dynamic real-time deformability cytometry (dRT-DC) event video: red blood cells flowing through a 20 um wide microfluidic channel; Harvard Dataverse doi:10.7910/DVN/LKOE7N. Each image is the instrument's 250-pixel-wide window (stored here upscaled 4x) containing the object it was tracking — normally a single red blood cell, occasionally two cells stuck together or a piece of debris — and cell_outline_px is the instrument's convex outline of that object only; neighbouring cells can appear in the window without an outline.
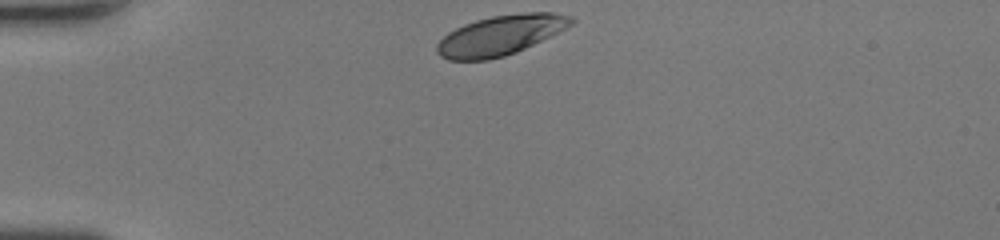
{"species": "human", "species_latin": "Homo sapiens", "temperature_condition": "room temperature", "stored_images_in_passage": 28, "camera_frame_rate_fps": 3000, "um_per_image_px": 0.085, "donor": {"sex": "female"}, "frame": {"image": 1, "passage_image": 1, "time_ms": 0.0, "image_size_px": [1000, 240], "cell_outline_px": [[576, 20], [572, 24], [516, 52], [504, 56], [488, 60], [448, 60], [440, 56], [436, 52], [436, 44], [448, 32], [464, 24], [476, 20], [492, 16], [524, 12], [552, 12], [572, 16]], "centroid_in_image_um": [42.49, 2.99], "position_along_channel_um": 42.5, "area_um2": 30.92}}
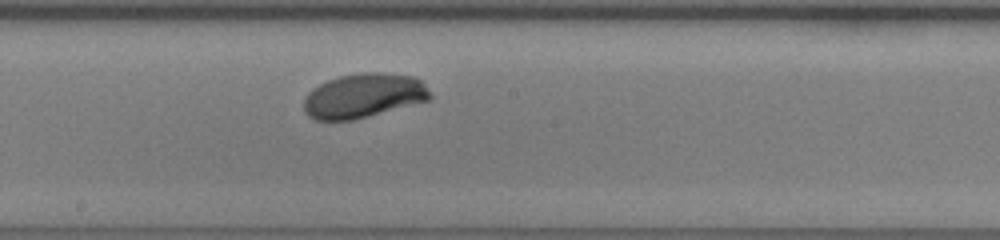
{"frame": {"image": 2, "passage_image": 16, "time_ms": 5.0, "image_size_px": [1000, 240], "cell_outline_px": [[432, 96], [428, 100], [352, 120], [316, 120], [308, 116], [304, 112], [304, 100], [308, 92], [312, 88], [328, 80], [340, 76], [360, 72], [384, 72], [412, 76], [420, 80]], "centroid_in_image_um": [30.86, 8.12], "position_along_channel_um": 217.3, "area_um2": 32.43}}
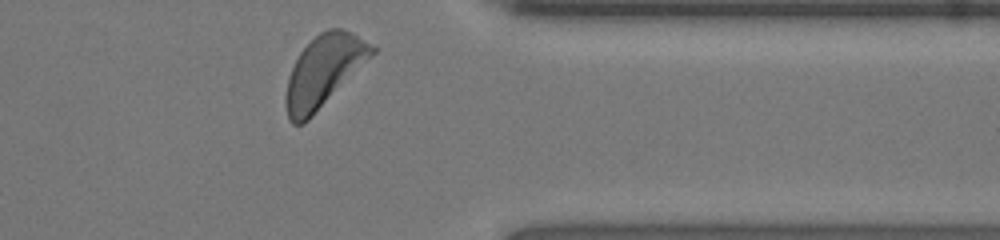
{"frame": {"image": 3, "passage_image": 28, "time_ms": 9.0, "image_size_px": [1000, 240], "cell_outline_px": [[376, 52], [304, 124], [292, 124], [288, 120], [284, 100], [288, 76], [300, 52], [320, 32], [328, 28], [344, 28], [376, 48]], "centroid_in_image_um": [27.48, 6.06], "position_along_channel_um": 383.9, "area_um2": 35.32}, "authors_computed_cell_mechanics": {"area_um2": 32.8304, "velocity_mm_per_s": 4.3191, "shape_relaxation_time_tau1_ms": 2.3455, "shape_relaxation_time_tau2_ms": null, "deformation_change_tau1": 0.1398, "deformation_change_tau2": null}}